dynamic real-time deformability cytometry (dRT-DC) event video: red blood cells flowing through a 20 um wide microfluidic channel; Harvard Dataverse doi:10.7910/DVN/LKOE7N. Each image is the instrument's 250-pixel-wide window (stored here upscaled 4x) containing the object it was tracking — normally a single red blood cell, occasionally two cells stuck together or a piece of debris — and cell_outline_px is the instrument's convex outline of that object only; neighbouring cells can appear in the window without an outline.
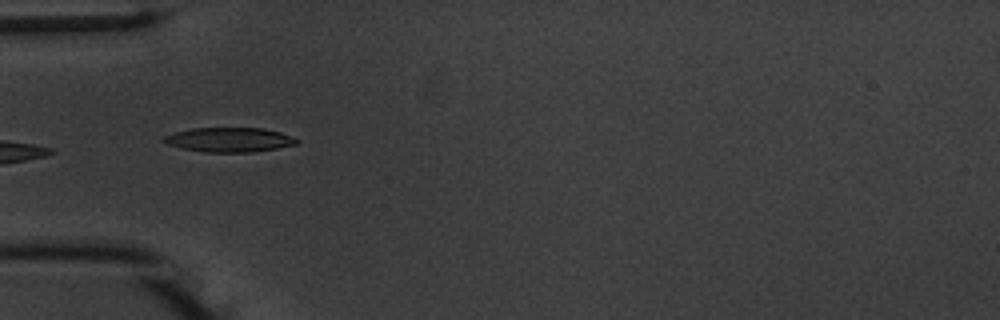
{"species": "common noctule bat (a hibernating species)", "species_latin": "Nyctalus noctula", "temperature_condition": "warm", "stored_images_in_passage": 7, "camera_frame_rate_fps": 3000, "um_per_image_px": 0.085, "animal": {"sex": "male", "body_mass_g": 20.1, "forearm_length_mm": 53.5}, "frame": {"image": 1, "passage_image": 1, "time_ms": 0.0, "image_size_px": [1000, 320], "cell_outline_px": [[300, 140], [296, 144], [276, 148], [252, 152], [204, 152], [184, 148], [168, 144], [160, 140], [164, 136], [176, 132], [192, 128], [264, 128], [280, 132], [292, 136]], "centroid_in_image_um": [19.5, 11.87], "position_along_channel_um": 65.5, "area_um2": 18.84}}